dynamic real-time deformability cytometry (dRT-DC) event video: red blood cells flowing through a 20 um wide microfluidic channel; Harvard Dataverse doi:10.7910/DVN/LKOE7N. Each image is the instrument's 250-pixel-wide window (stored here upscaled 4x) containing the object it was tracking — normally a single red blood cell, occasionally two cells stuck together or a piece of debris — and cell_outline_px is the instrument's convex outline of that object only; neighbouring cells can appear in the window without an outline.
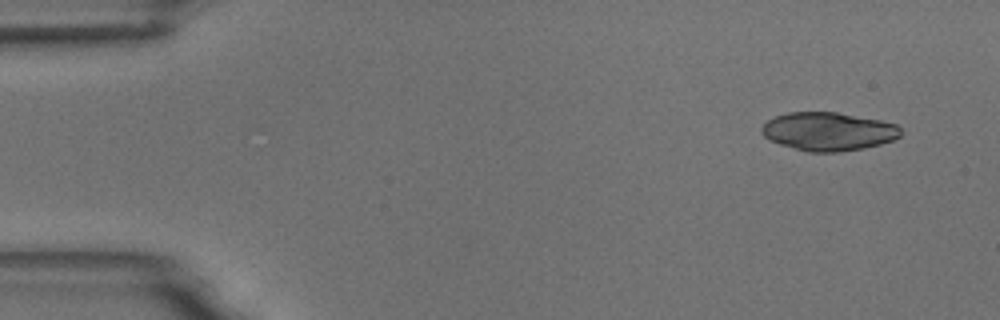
{"species": "common noctule bat (a hibernating species)", "species_latin": "Nyctalus noctula", "temperature_condition": "room temperature", "stored_images_in_passage": 4, "camera_frame_rate_fps": 3000, "um_per_image_px": 0.085, "animal": {"sex": "male", "body_mass_g": 18.8}, "frame": {"image": 1, "passage_image": 1, "time_ms": 0.0, "image_size_px": [1000, 320], "cell_outline_px": [[900, 136], [892, 140], [880, 144], [864, 148], [840, 152], [808, 152], [780, 144], [768, 140], [760, 132], [760, 128], [768, 120], [776, 116], [788, 112], [836, 112], [880, 120], [896, 124], [900, 128]], "centroid_in_image_um": [70.38, 11.18], "position_along_channel_um": 14.6, "area_um2": 31.1}}